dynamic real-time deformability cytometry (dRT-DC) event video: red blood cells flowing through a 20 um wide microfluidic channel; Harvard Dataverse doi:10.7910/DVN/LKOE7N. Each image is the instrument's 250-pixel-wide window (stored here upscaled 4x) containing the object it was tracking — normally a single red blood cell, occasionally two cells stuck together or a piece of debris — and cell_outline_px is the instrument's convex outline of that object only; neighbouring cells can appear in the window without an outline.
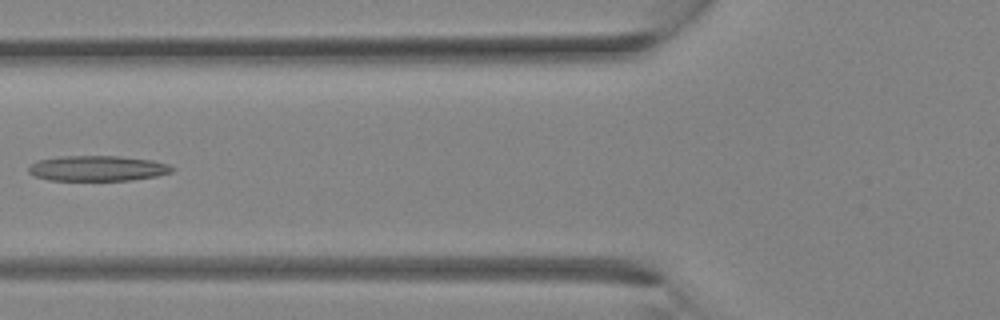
{"species": "Egyptian fruit bat (a non-hibernating species)", "species_latin": "Rousettus aegyptiacus", "temperature_condition": "room temperature", "stored_images_in_passage": 32, "camera_frame_rate_fps": 3000, "um_per_image_px": 0.085, "animal": {"sex": "female"}, "frame": {"image": 1, "passage_image": 12, "time_ms": 3.667, "image_size_px": [1000, 320], "cell_outline_px": [[176, 168], [172, 172], [156, 176], [132, 180], [48, 180], [36, 176], [28, 172], [28, 168], [32, 164], [40, 160], [60, 156], [120, 156], [152, 160], [168, 164]], "centroid_in_image_um": [8.33, 14.31], "position_along_channel_um": 117.5, "area_um2": 21.15}}
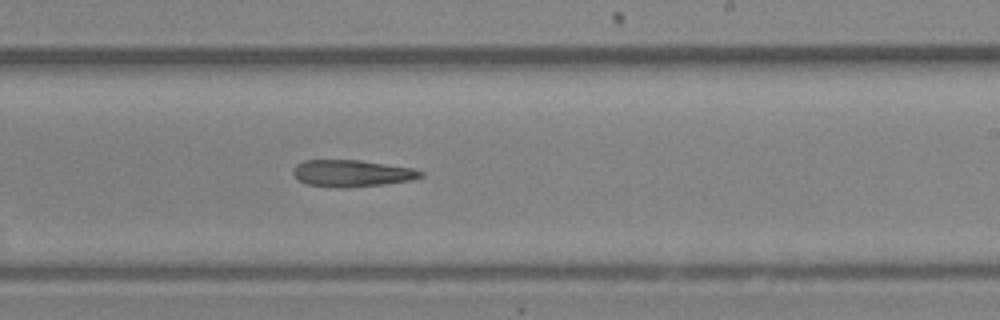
{"frame": {"image": 2, "passage_image": 19, "time_ms": 6.0, "image_size_px": [1000, 320], "cell_outline_px": [[424, 176], [408, 180], [384, 184], [344, 188], [332, 188], [308, 184], [300, 180], [292, 172], [292, 168], [296, 164], [304, 160], [360, 160], [412, 168], [424, 172]], "centroid_in_image_um": [29.88, 14.73], "position_along_channel_um": 259.1, "area_um2": 19.88}}
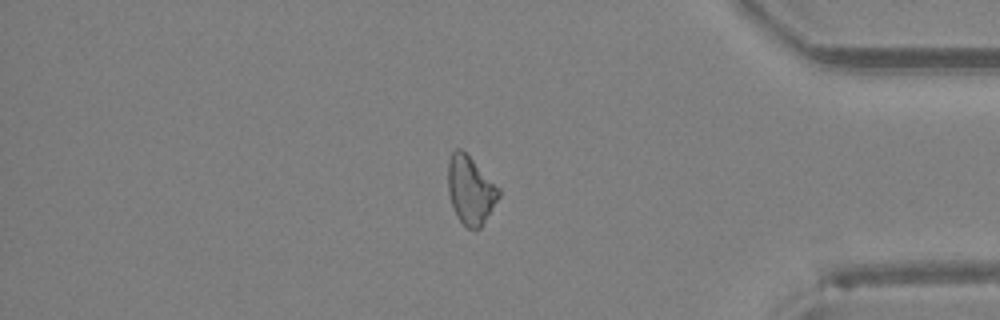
{"frame": {"image": 3, "passage_image": 27, "time_ms": 8.667, "image_size_px": [1000, 320], "cell_outline_px": [[500, 196], [480, 228], [468, 228], [456, 216], [448, 192], [448, 160], [452, 152], [456, 148], [460, 148], [500, 188]], "centroid_in_image_um": [39.98, 16.15], "position_along_channel_um": 395.2, "area_um2": 19.77}}